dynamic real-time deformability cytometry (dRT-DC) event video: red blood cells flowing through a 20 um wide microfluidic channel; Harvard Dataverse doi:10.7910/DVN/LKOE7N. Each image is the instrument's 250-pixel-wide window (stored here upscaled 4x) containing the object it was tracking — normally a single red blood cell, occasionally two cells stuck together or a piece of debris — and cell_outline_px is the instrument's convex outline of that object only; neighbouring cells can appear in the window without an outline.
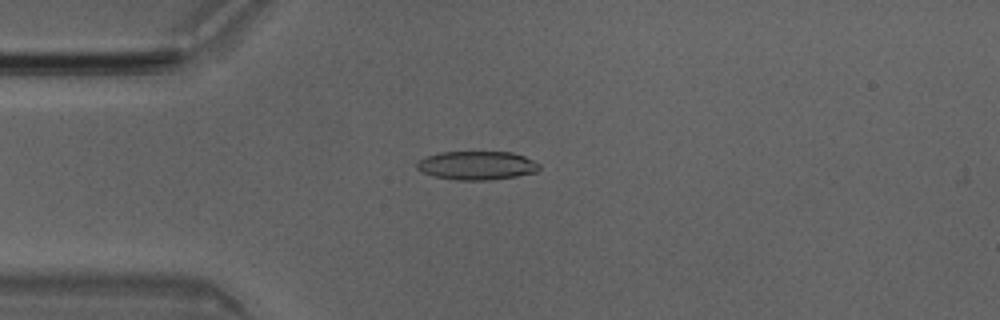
{"species": "Egyptian fruit bat (a non-hibernating species)", "species_latin": "Rousettus aegyptiacus", "temperature_condition": "room temperature", "stored_images_in_passage": 50, "camera_frame_rate_fps": 3000, "um_per_image_px": 0.085, "animal": {"sex": "male"}, "frame": {"image": 1, "passage_image": 12, "time_ms": 3.667, "image_size_px": [1000, 320], "cell_outline_px": [[540, 168], [536, 172], [516, 176], [492, 180], [456, 180], [432, 176], [420, 172], [416, 168], [416, 164], [424, 156], [440, 152], [512, 152], [524, 156], [540, 164]], "centroid_in_image_um": [40.5, 14.07], "position_along_channel_um": 44.5, "area_um2": 20.63}}
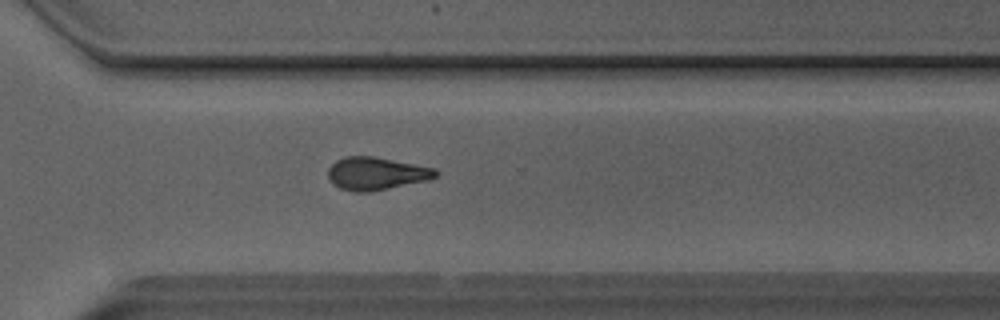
{"frame": {"image": 2, "passage_image": 35, "time_ms": 11.333, "image_size_px": [1000, 320], "cell_outline_px": [[440, 172], [436, 176], [424, 180], [372, 192], [352, 192], [340, 188], [332, 184], [328, 180], [328, 168], [336, 160], [344, 156], [372, 156], [436, 168]], "centroid_in_image_um": [31.92, 14.75], "position_along_channel_um": 338.7, "area_um2": 20.58}}
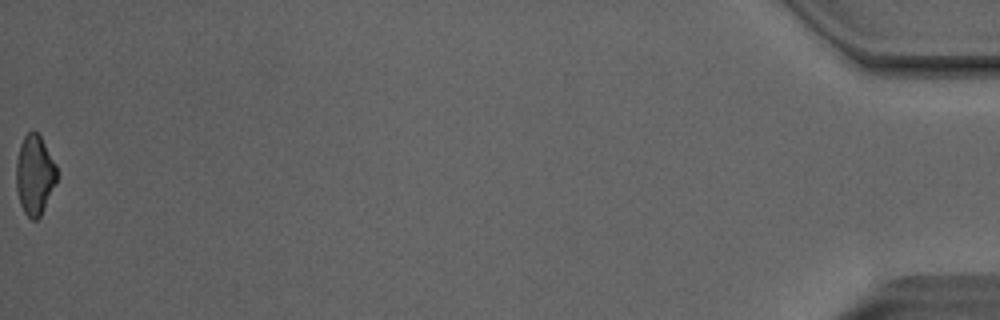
{"frame": {"image": 3, "passage_image": 50, "time_ms": 16.333, "image_size_px": [1000, 320], "cell_outline_px": [[56, 184], [40, 216], [36, 220], [32, 220], [24, 212], [20, 204], [16, 192], [16, 164], [20, 144], [24, 136], [32, 128], [40, 136], [56, 164]], "centroid_in_image_um": [2.93, 14.86], "position_along_channel_um": 432.3, "area_um2": 18.9}, "authors_computed_cell_mechanics": {"area_um2": 20.6924, "velocity_mm_per_s": 4.0459, "shape_relaxation_time_tau1_ms": 5.7299, "shape_relaxation_time_tau2_ms": 3.2687, "deformation_change_tau1": 0.1505, "deformation_change_tau2": 0.1234}}